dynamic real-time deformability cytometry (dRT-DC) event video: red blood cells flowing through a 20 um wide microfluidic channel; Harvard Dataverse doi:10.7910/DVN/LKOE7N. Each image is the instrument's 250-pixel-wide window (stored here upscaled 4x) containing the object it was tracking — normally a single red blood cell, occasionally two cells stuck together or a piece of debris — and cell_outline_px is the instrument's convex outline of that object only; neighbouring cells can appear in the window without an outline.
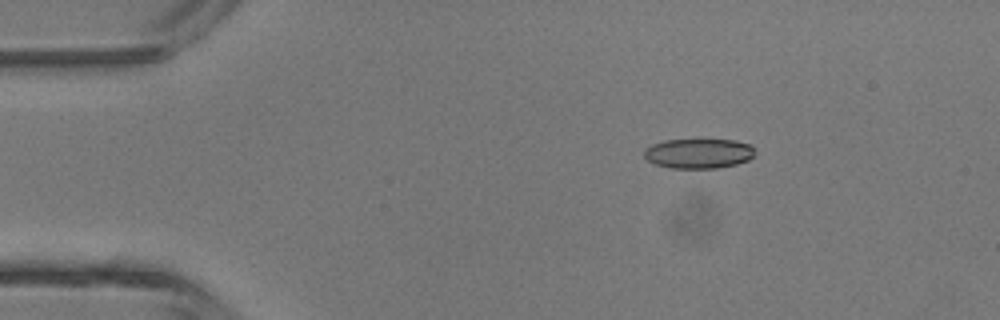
{"species": "common noctule bat (a hibernating species)", "species_latin": "Nyctalus noctula", "temperature_condition": "room temperature", "stored_images_in_passage": 5, "camera_frame_rate_fps": 3000, "um_per_image_px": 0.085, "animal": {"sex": "male", "body_mass_g": 13.3}, "frame": {"image": 1, "passage_image": 3, "time_ms": 2.333, "image_size_px": [1000, 320], "cell_outline_px": [[756, 152], [748, 160], [736, 164], [716, 168], [672, 168], [656, 164], [648, 160], [644, 156], [644, 148], [652, 144], [664, 140], [736, 140], [748, 144]], "centroid_in_image_um": [59.36, 13.04], "position_along_channel_um": 25.6, "area_um2": 19.13}}
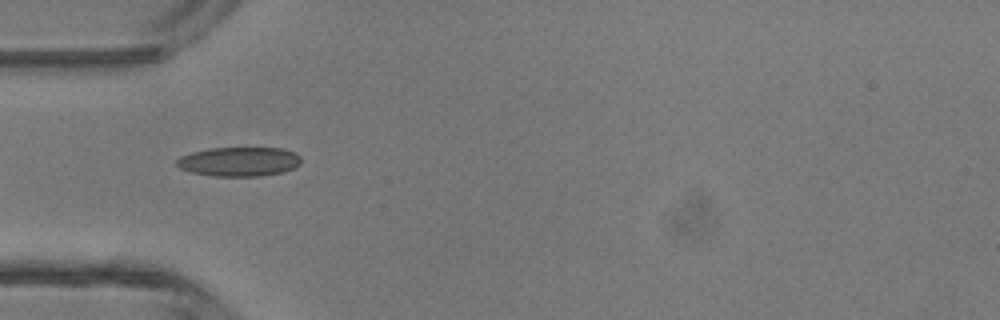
{"frame": {"image": 2, "passage_image": 5, "time_ms": 4.667, "image_size_px": [1000, 320], "cell_outline_px": [[300, 164], [284, 172], [260, 176], [212, 176], [192, 172], [180, 168], [176, 164], [176, 160], [180, 156], [192, 152], [208, 148], [284, 148], [296, 152], [300, 156]], "centroid_in_image_um": [20.33, 13.73], "position_along_channel_um": 64.7, "area_um2": 21.33}}